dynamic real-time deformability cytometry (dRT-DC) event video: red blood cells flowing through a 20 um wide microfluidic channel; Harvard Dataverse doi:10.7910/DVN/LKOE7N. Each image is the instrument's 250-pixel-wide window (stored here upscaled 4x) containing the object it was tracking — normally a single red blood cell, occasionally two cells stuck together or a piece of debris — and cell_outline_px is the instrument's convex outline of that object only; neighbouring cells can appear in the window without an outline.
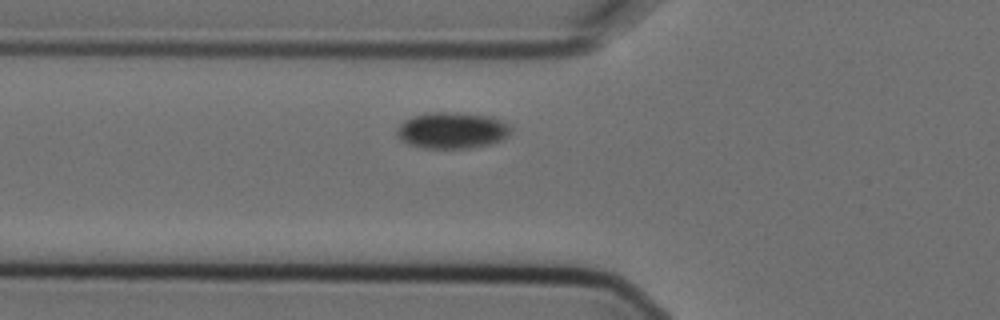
{"species": "Egyptian fruit bat (a non-hibernating species)", "species_latin": "Rousettus aegyptiacus", "temperature_condition": "cold", "stored_images_in_passage": 3, "camera_frame_rate_fps": 3000, "um_per_image_px": 0.085, "animal": {"sex": "female"}, "frame": {"image": 1, "passage_image": 3, "time_ms": 0.667, "image_size_px": [1000, 320], "cell_outline_px": [[512, 128], [508, 136], [492, 144], [468, 148], [424, 148], [408, 144], [400, 140], [396, 136], [396, 128], [404, 120], [412, 116], [428, 112], [452, 112], [488, 116], [500, 120], [508, 124]], "centroid_in_image_um": [38.38, 11.08], "position_along_channel_um": 87.4, "area_um2": 24.28}}